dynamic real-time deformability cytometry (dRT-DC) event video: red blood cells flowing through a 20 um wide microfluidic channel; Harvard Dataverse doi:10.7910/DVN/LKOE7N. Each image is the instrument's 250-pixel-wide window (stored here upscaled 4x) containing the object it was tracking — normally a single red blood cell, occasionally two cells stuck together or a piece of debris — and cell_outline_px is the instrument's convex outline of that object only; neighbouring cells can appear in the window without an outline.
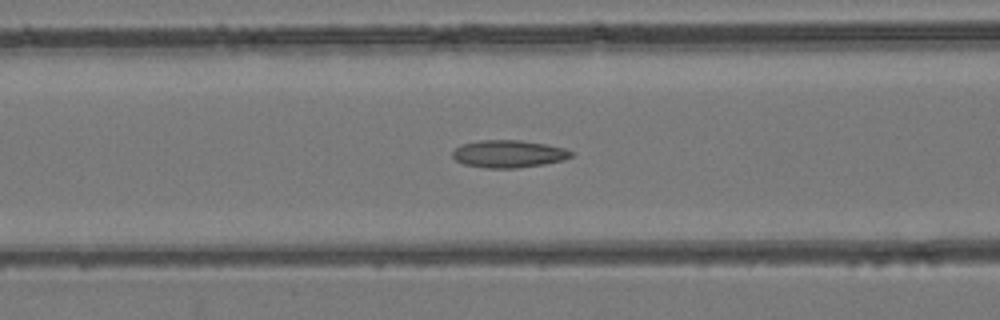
{"species": "common noctule bat (a hibernating species)", "species_latin": "Nyctalus noctula", "temperature_condition": "room temperature", "stored_images_in_passage": 33, "camera_frame_rate_fps": 3000, "um_per_image_px": 0.085, "animal": {"sex": "female", "body_mass_g": 24.6, "forearm_length_mm": 56.2}, "frame": {"image": 1, "passage_image": 21, "time_ms": 6.667, "image_size_px": [1000, 320], "cell_outline_px": [[572, 156], [564, 160], [544, 164], [516, 168], [484, 168], [464, 164], [456, 160], [452, 156], [452, 152], [460, 144], [480, 140], [520, 140], [544, 144], [564, 148], [572, 152]], "centroid_in_image_um": [43.2, 13.08], "position_along_channel_um": 123.4, "area_um2": 18.96}}
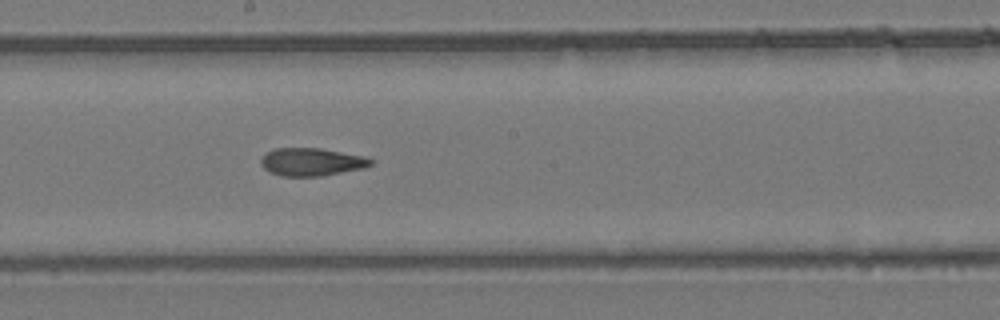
{"frame": {"image": 2, "passage_image": 28, "time_ms": 9.0, "image_size_px": [1000, 320], "cell_outline_px": [[372, 164], [364, 168], [320, 176], [280, 176], [264, 168], [260, 164], [260, 160], [268, 152], [276, 148], [320, 148], [364, 156], [372, 160]], "centroid_in_image_um": [26.48, 13.76], "position_along_channel_um": 221.7, "area_um2": 17.63}}
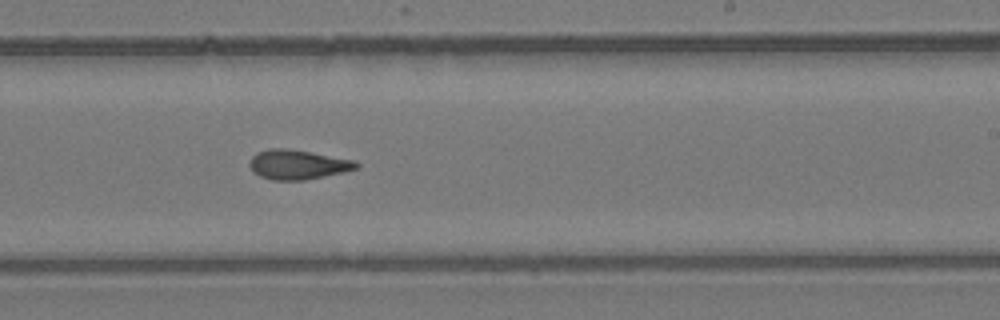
{"frame": {"image": 3, "passage_image": 31, "time_ms": 10.0, "image_size_px": [1000, 320], "cell_outline_px": [[360, 168], [344, 172], [304, 180], [272, 180], [260, 176], [252, 172], [248, 164], [252, 156], [256, 152], [272, 148], [284, 148], [356, 160], [360, 164]], "centroid_in_image_um": [25.3, 13.99], "position_along_channel_um": 263.7, "area_um2": 18.44}}